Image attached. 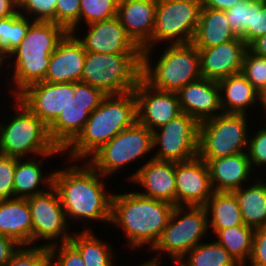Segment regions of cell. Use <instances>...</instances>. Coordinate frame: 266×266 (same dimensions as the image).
Here are the masks:
<instances>
[{"label":"cell","mask_w":266,"mask_h":266,"mask_svg":"<svg viewBox=\"0 0 266 266\" xmlns=\"http://www.w3.org/2000/svg\"><path fill=\"white\" fill-rule=\"evenodd\" d=\"M69 163L71 165L66 168H55L53 173V187L58 192L67 221L72 219L75 223L84 221L86 224L100 221L110 225L113 193L107 190L104 182L107 177L87 161H81L79 165Z\"/></svg>","instance_id":"cell-1"},{"label":"cell","mask_w":266,"mask_h":266,"mask_svg":"<svg viewBox=\"0 0 266 266\" xmlns=\"http://www.w3.org/2000/svg\"><path fill=\"white\" fill-rule=\"evenodd\" d=\"M79 12L80 0H57L55 7V24L64 27L70 33L80 34V28H78Z\"/></svg>","instance_id":"cell-40"},{"label":"cell","mask_w":266,"mask_h":266,"mask_svg":"<svg viewBox=\"0 0 266 266\" xmlns=\"http://www.w3.org/2000/svg\"><path fill=\"white\" fill-rule=\"evenodd\" d=\"M199 122L185 113L153 131V159L185 162L198 155ZM158 147V148H157Z\"/></svg>","instance_id":"cell-14"},{"label":"cell","mask_w":266,"mask_h":266,"mask_svg":"<svg viewBox=\"0 0 266 266\" xmlns=\"http://www.w3.org/2000/svg\"><path fill=\"white\" fill-rule=\"evenodd\" d=\"M214 240L196 245L175 266H241L216 239Z\"/></svg>","instance_id":"cell-32"},{"label":"cell","mask_w":266,"mask_h":266,"mask_svg":"<svg viewBox=\"0 0 266 266\" xmlns=\"http://www.w3.org/2000/svg\"><path fill=\"white\" fill-rule=\"evenodd\" d=\"M16 157L0 154V200L14 198Z\"/></svg>","instance_id":"cell-43"},{"label":"cell","mask_w":266,"mask_h":266,"mask_svg":"<svg viewBox=\"0 0 266 266\" xmlns=\"http://www.w3.org/2000/svg\"><path fill=\"white\" fill-rule=\"evenodd\" d=\"M225 14L234 33L242 38L249 47L254 19V0H241L226 10Z\"/></svg>","instance_id":"cell-35"},{"label":"cell","mask_w":266,"mask_h":266,"mask_svg":"<svg viewBox=\"0 0 266 266\" xmlns=\"http://www.w3.org/2000/svg\"><path fill=\"white\" fill-rule=\"evenodd\" d=\"M238 37L232 30L225 11L202 7L192 43L197 48H210Z\"/></svg>","instance_id":"cell-28"},{"label":"cell","mask_w":266,"mask_h":266,"mask_svg":"<svg viewBox=\"0 0 266 266\" xmlns=\"http://www.w3.org/2000/svg\"><path fill=\"white\" fill-rule=\"evenodd\" d=\"M67 33L64 27L54 22L34 20L31 23L24 39L2 65L4 69L9 62V68L12 67L13 76L10 74V77L13 84L9 92L13 98L29 85L44 81L50 56Z\"/></svg>","instance_id":"cell-4"},{"label":"cell","mask_w":266,"mask_h":266,"mask_svg":"<svg viewBox=\"0 0 266 266\" xmlns=\"http://www.w3.org/2000/svg\"><path fill=\"white\" fill-rule=\"evenodd\" d=\"M18 12V0H0V18L13 16Z\"/></svg>","instance_id":"cell-48"},{"label":"cell","mask_w":266,"mask_h":266,"mask_svg":"<svg viewBox=\"0 0 266 266\" xmlns=\"http://www.w3.org/2000/svg\"><path fill=\"white\" fill-rule=\"evenodd\" d=\"M59 154H44L40 160L33 158H16V168L14 173V198H28L47 191L53 186V171L44 173L41 167V160ZM46 157V158H45ZM24 160V161H23ZM46 189H45V188Z\"/></svg>","instance_id":"cell-26"},{"label":"cell","mask_w":266,"mask_h":266,"mask_svg":"<svg viewBox=\"0 0 266 266\" xmlns=\"http://www.w3.org/2000/svg\"><path fill=\"white\" fill-rule=\"evenodd\" d=\"M177 96L181 112L199 123L223 113L217 81L201 77L182 87Z\"/></svg>","instance_id":"cell-22"},{"label":"cell","mask_w":266,"mask_h":266,"mask_svg":"<svg viewBox=\"0 0 266 266\" xmlns=\"http://www.w3.org/2000/svg\"><path fill=\"white\" fill-rule=\"evenodd\" d=\"M255 229L244 225L218 230L214 235L216 241L223 246L241 265L245 266L252 253Z\"/></svg>","instance_id":"cell-33"},{"label":"cell","mask_w":266,"mask_h":266,"mask_svg":"<svg viewBox=\"0 0 266 266\" xmlns=\"http://www.w3.org/2000/svg\"><path fill=\"white\" fill-rule=\"evenodd\" d=\"M119 0H80L79 25L117 16Z\"/></svg>","instance_id":"cell-36"},{"label":"cell","mask_w":266,"mask_h":266,"mask_svg":"<svg viewBox=\"0 0 266 266\" xmlns=\"http://www.w3.org/2000/svg\"><path fill=\"white\" fill-rule=\"evenodd\" d=\"M153 150V132L137 121L96 151L87 162L104 177L143 159Z\"/></svg>","instance_id":"cell-10"},{"label":"cell","mask_w":266,"mask_h":266,"mask_svg":"<svg viewBox=\"0 0 266 266\" xmlns=\"http://www.w3.org/2000/svg\"><path fill=\"white\" fill-rule=\"evenodd\" d=\"M48 250L50 266H86L80 252L70 242L52 245Z\"/></svg>","instance_id":"cell-41"},{"label":"cell","mask_w":266,"mask_h":266,"mask_svg":"<svg viewBox=\"0 0 266 266\" xmlns=\"http://www.w3.org/2000/svg\"><path fill=\"white\" fill-rule=\"evenodd\" d=\"M142 54H104L87 52L81 82L105 95L134 91L141 79Z\"/></svg>","instance_id":"cell-7"},{"label":"cell","mask_w":266,"mask_h":266,"mask_svg":"<svg viewBox=\"0 0 266 266\" xmlns=\"http://www.w3.org/2000/svg\"><path fill=\"white\" fill-rule=\"evenodd\" d=\"M206 234L208 236L209 228L204 206H174L167 227L151 249V252H156L151 259L163 262V254L176 264L186 253L203 242Z\"/></svg>","instance_id":"cell-8"},{"label":"cell","mask_w":266,"mask_h":266,"mask_svg":"<svg viewBox=\"0 0 266 266\" xmlns=\"http://www.w3.org/2000/svg\"><path fill=\"white\" fill-rule=\"evenodd\" d=\"M249 120L246 114L223 112L200 122L197 156L207 162L246 152Z\"/></svg>","instance_id":"cell-9"},{"label":"cell","mask_w":266,"mask_h":266,"mask_svg":"<svg viewBox=\"0 0 266 266\" xmlns=\"http://www.w3.org/2000/svg\"><path fill=\"white\" fill-rule=\"evenodd\" d=\"M86 51L74 33L68 32L50 56L44 79L47 83H75L81 81Z\"/></svg>","instance_id":"cell-21"},{"label":"cell","mask_w":266,"mask_h":266,"mask_svg":"<svg viewBox=\"0 0 266 266\" xmlns=\"http://www.w3.org/2000/svg\"><path fill=\"white\" fill-rule=\"evenodd\" d=\"M266 125V124H265ZM249 134L247 156L252 170L266 167V126ZM251 135V136H250ZM256 166V167H255ZM257 169H255V168Z\"/></svg>","instance_id":"cell-42"},{"label":"cell","mask_w":266,"mask_h":266,"mask_svg":"<svg viewBox=\"0 0 266 266\" xmlns=\"http://www.w3.org/2000/svg\"><path fill=\"white\" fill-rule=\"evenodd\" d=\"M248 48L256 55L266 58V34L256 39Z\"/></svg>","instance_id":"cell-49"},{"label":"cell","mask_w":266,"mask_h":266,"mask_svg":"<svg viewBox=\"0 0 266 266\" xmlns=\"http://www.w3.org/2000/svg\"><path fill=\"white\" fill-rule=\"evenodd\" d=\"M156 7L157 0H119L117 17L141 49L152 39Z\"/></svg>","instance_id":"cell-23"},{"label":"cell","mask_w":266,"mask_h":266,"mask_svg":"<svg viewBox=\"0 0 266 266\" xmlns=\"http://www.w3.org/2000/svg\"><path fill=\"white\" fill-rule=\"evenodd\" d=\"M75 93V83H47L29 85L16 98L49 127L60 115Z\"/></svg>","instance_id":"cell-15"},{"label":"cell","mask_w":266,"mask_h":266,"mask_svg":"<svg viewBox=\"0 0 266 266\" xmlns=\"http://www.w3.org/2000/svg\"><path fill=\"white\" fill-rule=\"evenodd\" d=\"M176 206H204L213 194L207 163L198 156L175 162Z\"/></svg>","instance_id":"cell-17"},{"label":"cell","mask_w":266,"mask_h":266,"mask_svg":"<svg viewBox=\"0 0 266 266\" xmlns=\"http://www.w3.org/2000/svg\"><path fill=\"white\" fill-rule=\"evenodd\" d=\"M106 95L99 89L81 81L75 82V93L58 118L48 127L52 143L64 151L81 133L90 113Z\"/></svg>","instance_id":"cell-12"},{"label":"cell","mask_w":266,"mask_h":266,"mask_svg":"<svg viewBox=\"0 0 266 266\" xmlns=\"http://www.w3.org/2000/svg\"><path fill=\"white\" fill-rule=\"evenodd\" d=\"M259 105L262 110L265 112L264 114H266V86L262 89V91L259 93ZM264 117L266 118V116L264 115Z\"/></svg>","instance_id":"cell-50"},{"label":"cell","mask_w":266,"mask_h":266,"mask_svg":"<svg viewBox=\"0 0 266 266\" xmlns=\"http://www.w3.org/2000/svg\"><path fill=\"white\" fill-rule=\"evenodd\" d=\"M241 0H201L202 7L226 11Z\"/></svg>","instance_id":"cell-47"},{"label":"cell","mask_w":266,"mask_h":266,"mask_svg":"<svg viewBox=\"0 0 266 266\" xmlns=\"http://www.w3.org/2000/svg\"><path fill=\"white\" fill-rule=\"evenodd\" d=\"M20 246L14 239L0 234V266H4Z\"/></svg>","instance_id":"cell-46"},{"label":"cell","mask_w":266,"mask_h":266,"mask_svg":"<svg viewBox=\"0 0 266 266\" xmlns=\"http://www.w3.org/2000/svg\"><path fill=\"white\" fill-rule=\"evenodd\" d=\"M85 36L77 35L86 52L104 54H142L117 16L86 25ZM88 28V29H87Z\"/></svg>","instance_id":"cell-18"},{"label":"cell","mask_w":266,"mask_h":266,"mask_svg":"<svg viewBox=\"0 0 266 266\" xmlns=\"http://www.w3.org/2000/svg\"><path fill=\"white\" fill-rule=\"evenodd\" d=\"M242 75L260 93L266 86V58L246 50L241 70Z\"/></svg>","instance_id":"cell-37"},{"label":"cell","mask_w":266,"mask_h":266,"mask_svg":"<svg viewBox=\"0 0 266 266\" xmlns=\"http://www.w3.org/2000/svg\"><path fill=\"white\" fill-rule=\"evenodd\" d=\"M266 179L253 176L252 185L241 187L232 192L238 202L242 219L246 226L253 229L266 225Z\"/></svg>","instance_id":"cell-29"},{"label":"cell","mask_w":266,"mask_h":266,"mask_svg":"<svg viewBox=\"0 0 266 266\" xmlns=\"http://www.w3.org/2000/svg\"><path fill=\"white\" fill-rule=\"evenodd\" d=\"M163 48L156 62L151 48L142 49L141 78L152 88L177 93L202 77L199 52L193 43L166 44Z\"/></svg>","instance_id":"cell-5"},{"label":"cell","mask_w":266,"mask_h":266,"mask_svg":"<svg viewBox=\"0 0 266 266\" xmlns=\"http://www.w3.org/2000/svg\"><path fill=\"white\" fill-rule=\"evenodd\" d=\"M13 101L15 113L10 114L7 124L0 121V154L24 159L31 155H62L63 151L52 143L48 127L16 97Z\"/></svg>","instance_id":"cell-6"},{"label":"cell","mask_w":266,"mask_h":266,"mask_svg":"<svg viewBox=\"0 0 266 266\" xmlns=\"http://www.w3.org/2000/svg\"><path fill=\"white\" fill-rule=\"evenodd\" d=\"M57 0H18V12L35 21L55 23Z\"/></svg>","instance_id":"cell-39"},{"label":"cell","mask_w":266,"mask_h":266,"mask_svg":"<svg viewBox=\"0 0 266 266\" xmlns=\"http://www.w3.org/2000/svg\"><path fill=\"white\" fill-rule=\"evenodd\" d=\"M197 49L200 56L201 76L218 82L228 76L241 73L248 46L238 36L231 41L210 48Z\"/></svg>","instance_id":"cell-20"},{"label":"cell","mask_w":266,"mask_h":266,"mask_svg":"<svg viewBox=\"0 0 266 266\" xmlns=\"http://www.w3.org/2000/svg\"><path fill=\"white\" fill-rule=\"evenodd\" d=\"M4 266H50L48 247L20 246Z\"/></svg>","instance_id":"cell-38"},{"label":"cell","mask_w":266,"mask_h":266,"mask_svg":"<svg viewBox=\"0 0 266 266\" xmlns=\"http://www.w3.org/2000/svg\"><path fill=\"white\" fill-rule=\"evenodd\" d=\"M207 211L209 233L244 225L237 199L232 192H213L204 205Z\"/></svg>","instance_id":"cell-30"},{"label":"cell","mask_w":266,"mask_h":266,"mask_svg":"<svg viewBox=\"0 0 266 266\" xmlns=\"http://www.w3.org/2000/svg\"><path fill=\"white\" fill-rule=\"evenodd\" d=\"M266 34V2L254 0V19L251 27V44Z\"/></svg>","instance_id":"cell-45"},{"label":"cell","mask_w":266,"mask_h":266,"mask_svg":"<svg viewBox=\"0 0 266 266\" xmlns=\"http://www.w3.org/2000/svg\"><path fill=\"white\" fill-rule=\"evenodd\" d=\"M27 202L32 217V246H39L38 240L47 241L43 243L44 247L69 242L73 232L69 230L70 223L53 186L41 194L28 197Z\"/></svg>","instance_id":"cell-13"},{"label":"cell","mask_w":266,"mask_h":266,"mask_svg":"<svg viewBox=\"0 0 266 266\" xmlns=\"http://www.w3.org/2000/svg\"><path fill=\"white\" fill-rule=\"evenodd\" d=\"M174 205L135 192L114 193L111 199L112 227H120L130 250L148 247L149 252L167 227Z\"/></svg>","instance_id":"cell-2"},{"label":"cell","mask_w":266,"mask_h":266,"mask_svg":"<svg viewBox=\"0 0 266 266\" xmlns=\"http://www.w3.org/2000/svg\"><path fill=\"white\" fill-rule=\"evenodd\" d=\"M215 192H234L251 183L254 171L246 152L211 159L206 162Z\"/></svg>","instance_id":"cell-24"},{"label":"cell","mask_w":266,"mask_h":266,"mask_svg":"<svg viewBox=\"0 0 266 266\" xmlns=\"http://www.w3.org/2000/svg\"><path fill=\"white\" fill-rule=\"evenodd\" d=\"M126 179L144 188L138 194L176 206L175 162L151 157Z\"/></svg>","instance_id":"cell-19"},{"label":"cell","mask_w":266,"mask_h":266,"mask_svg":"<svg viewBox=\"0 0 266 266\" xmlns=\"http://www.w3.org/2000/svg\"><path fill=\"white\" fill-rule=\"evenodd\" d=\"M136 121V97L133 91L106 95L90 113L81 133L63 151V156L66 152L68 161H87L103 145Z\"/></svg>","instance_id":"cell-3"},{"label":"cell","mask_w":266,"mask_h":266,"mask_svg":"<svg viewBox=\"0 0 266 266\" xmlns=\"http://www.w3.org/2000/svg\"><path fill=\"white\" fill-rule=\"evenodd\" d=\"M245 266H266V225L255 229L252 253Z\"/></svg>","instance_id":"cell-44"},{"label":"cell","mask_w":266,"mask_h":266,"mask_svg":"<svg viewBox=\"0 0 266 266\" xmlns=\"http://www.w3.org/2000/svg\"><path fill=\"white\" fill-rule=\"evenodd\" d=\"M133 92L136 97L137 122L152 132L182 113L176 92L152 88L142 78Z\"/></svg>","instance_id":"cell-16"},{"label":"cell","mask_w":266,"mask_h":266,"mask_svg":"<svg viewBox=\"0 0 266 266\" xmlns=\"http://www.w3.org/2000/svg\"><path fill=\"white\" fill-rule=\"evenodd\" d=\"M0 234L32 246V217L27 198L0 200Z\"/></svg>","instance_id":"cell-25"},{"label":"cell","mask_w":266,"mask_h":266,"mask_svg":"<svg viewBox=\"0 0 266 266\" xmlns=\"http://www.w3.org/2000/svg\"><path fill=\"white\" fill-rule=\"evenodd\" d=\"M34 20L17 12L0 18V64L3 65L26 36Z\"/></svg>","instance_id":"cell-34"},{"label":"cell","mask_w":266,"mask_h":266,"mask_svg":"<svg viewBox=\"0 0 266 266\" xmlns=\"http://www.w3.org/2000/svg\"><path fill=\"white\" fill-rule=\"evenodd\" d=\"M224 113L247 114L259 104V93L242 75H231L218 81ZM257 102V103H256Z\"/></svg>","instance_id":"cell-27"},{"label":"cell","mask_w":266,"mask_h":266,"mask_svg":"<svg viewBox=\"0 0 266 266\" xmlns=\"http://www.w3.org/2000/svg\"><path fill=\"white\" fill-rule=\"evenodd\" d=\"M201 8V0H157L152 39L142 49L192 43Z\"/></svg>","instance_id":"cell-11"},{"label":"cell","mask_w":266,"mask_h":266,"mask_svg":"<svg viewBox=\"0 0 266 266\" xmlns=\"http://www.w3.org/2000/svg\"><path fill=\"white\" fill-rule=\"evenodd\" d=\"M92 229L88 225L79 232H73L69 242L80 252L86 266H117L113 260L116 258L114 249L106 240L104 242L97 234L95 236Z\"/></svg>","instance_id":"cell-31"},{"label":"cell","mask_w":266,"mask_h":266,"mask_svg":"<svg viewBox=\"0 0 266 266\" xmlns=\"http://www.w3.org/2000/svg\"><path fill=\"white\" fill-rule=\"evenodd\" d=\"M161 263H163V262L158 261V260H154V259H150V257H149V260L148 261H145L143 263H140L137 266H160Z\"/></svg>","instance_id":"cell-51"}]
</instances>
